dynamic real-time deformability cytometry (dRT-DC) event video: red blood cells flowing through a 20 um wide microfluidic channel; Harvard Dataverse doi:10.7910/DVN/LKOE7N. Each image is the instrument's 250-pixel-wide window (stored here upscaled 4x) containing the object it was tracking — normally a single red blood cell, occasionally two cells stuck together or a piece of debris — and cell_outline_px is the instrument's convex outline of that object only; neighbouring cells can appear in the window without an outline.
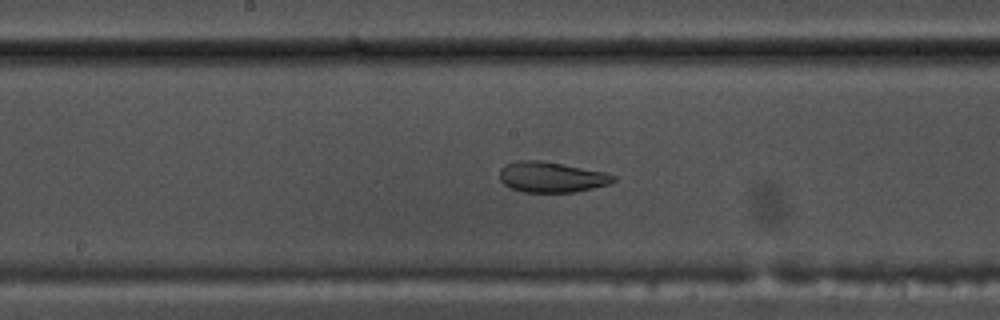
{"species": "common noctule bat (a hibernating species)", "species_latin": "Nyctalus noctula", "temperature_condition": "warm", "stored_images_in_passage": 54, "camera_frame_rate_fps": 3000, "um_per_image_px": 0.085, "animal": {"sex": "male", "body_mass_g": 17.5, "forearm_length_mm": 52.3}, "frame": {"image": 1, "passage_image": 28, "time_ms": 9.0, "image_size_px": [1000, 320], "cell_outline_px": [[616, 180], [608, 184], [592, 188], [572, 192], [524, 192], [512, 188], [504, 184], [500, 180], [500, 168], [508, 164], [520, 160], [540, 160], [604, 172], [616, 176]], "centroid_in_image_um": [46.86, 15.05], "position_along_channel_um": 201.3, "area_um2": 19.94}}
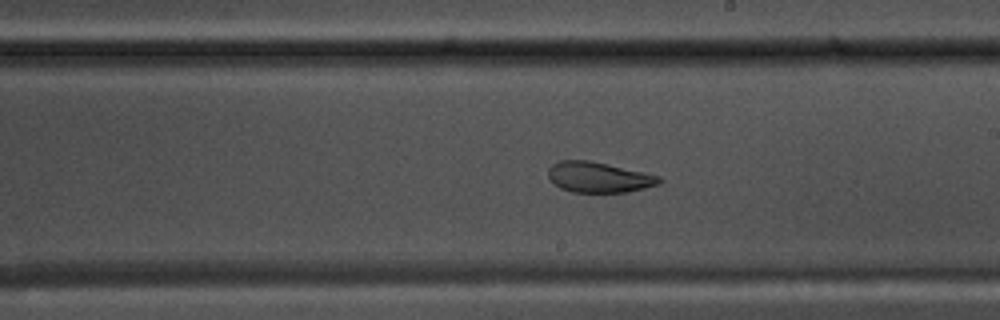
{"frame": {"image": 2, "passage_image": 31, "time_ms": 10.0, "image_size_px": [1000, 320], "cell_outline_px": [[664, 180], [660, 184], [628, 192], [572, 192], [560, 188], [552, 184], [548, 176], [548, 168], [552, 164], [560, 160], [588, 160], [660, 176]], "centroid_in_image_um": [50.86, 15.07], "position_along_channel_um": 238.1, "area_um2": 19.77}}
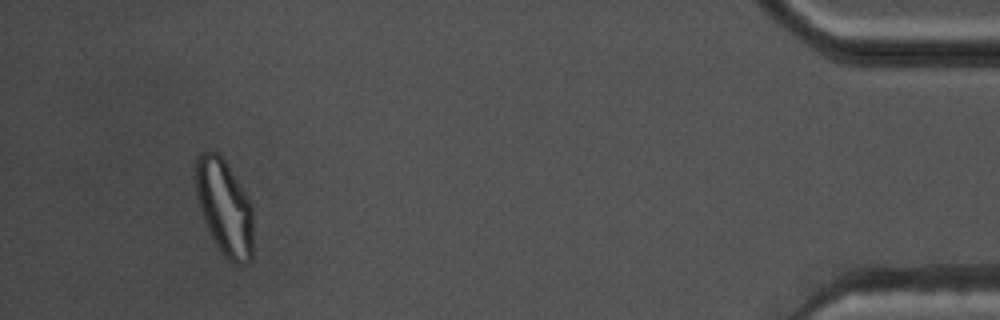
{"frame": {"image": 3, "passage_image": 51, "time_ms": 16.667, "image_size_px": [1000, 320], "cell_outline_px": [[252, 260], [248, 264], [232, 264], [228, 260], [216, 244], [208, 228], [200, 208], [196, 192], [196, 156], [200, 152], [208, 148], [216, 152], [224, 160], [244, 192], [252, 208]], "centroid_in_image_um": [19.07, 17.63], "position_along_channel_um": 416.1, "area_um2": 31.73}, "authors_computed_cell_mechanics": {"area_um2": 25.7788, "velocity_mm_per_s": 3.6977, "shape_relaxation_time_tau1_ms": null, "shape_relaxation_time_tau2_ms": 1.7827, "deformation_change_tau1": null, "deformation_change_tau2": 0.072}}